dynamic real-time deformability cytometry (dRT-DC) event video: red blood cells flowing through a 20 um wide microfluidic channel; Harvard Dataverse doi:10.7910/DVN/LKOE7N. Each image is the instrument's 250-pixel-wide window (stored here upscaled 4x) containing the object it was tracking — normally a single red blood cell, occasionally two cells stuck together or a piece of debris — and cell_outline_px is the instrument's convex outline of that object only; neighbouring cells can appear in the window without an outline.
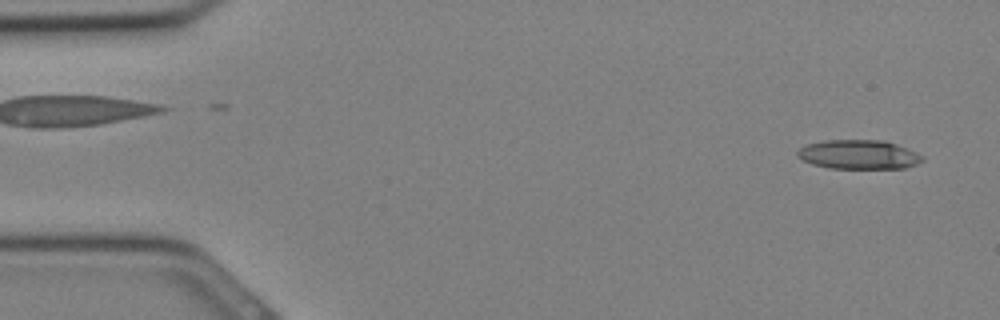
{"species": "Egyptian fruit bat (a non-hibernating species)", "species_latin": "Rousettus aegyptiacus", "temperature_condition": "cold", "stored_images_in_passage": 21, "camera_frame_rate_fps": 3000, "um_per_image_px": 0.085, "animal": {"sex": "female"}, "frame": {"image": 1, "passage_image": 2, "time_ms": 0.333, "image_size_px": [1000, 320], "cell_outline_px": [[924, 160], [916, 164], [904, 168], [828, 168], [812, 164], [796, 156], [796, 152], [804, 144], [824, 140], [884, 140], [896, 144], [916, 152], [924, 156]], "centroid_in_image_um": [72.96, 13.13], "position_along_channel_um": 12.0, "area_um2": 21.33}}
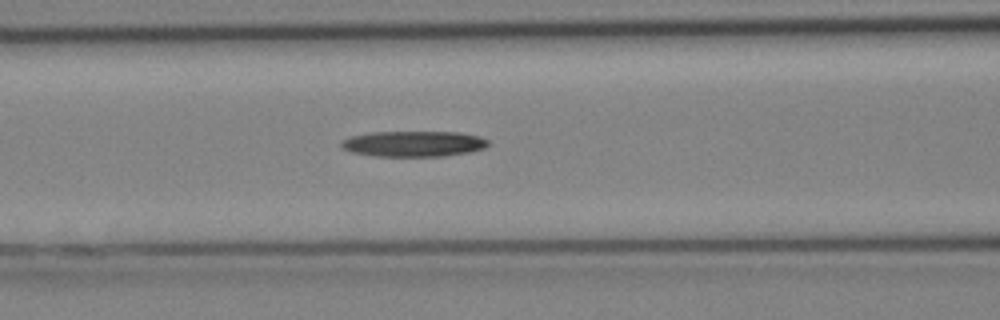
{"frame": {"image": 2, "passage_image": 13, "time_ms": 4.0, "image_size_px": [1000, 320], "cell_outline_px": [[488, 144], [484, 148], [468, 152], [444, 156], [376, 156], [352, 152], [340, 148], [340, 140], [352, 136], [368, 132], [460, 132], [480, 136], [488, 140]], "centroid_in_image_um": [35.12, 12.21], "position_along_channel_um": 131.5, "area_um2": 22.08}}
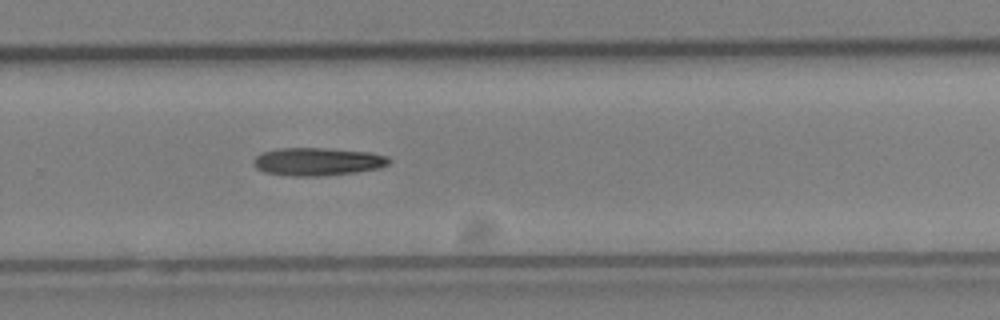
{"frame": {"image": 3, "passage_image": 21, "time_ms": 6.667, "image_size_px": [1000, 320], "cell_outline_px": [[392, 160], [388, 164], [380, 168], [356, 172], [320, 176], [292, 176], [264, 172], [256, 168], [252, 164], [252, 160], [260, 152], [280, 148], [324, 148], [368, 152], [388, 156]], "centroid_in_image_um": [26.97, 13.73], "position_along_channel_um": 302.8, "area_um2": 22.2}}